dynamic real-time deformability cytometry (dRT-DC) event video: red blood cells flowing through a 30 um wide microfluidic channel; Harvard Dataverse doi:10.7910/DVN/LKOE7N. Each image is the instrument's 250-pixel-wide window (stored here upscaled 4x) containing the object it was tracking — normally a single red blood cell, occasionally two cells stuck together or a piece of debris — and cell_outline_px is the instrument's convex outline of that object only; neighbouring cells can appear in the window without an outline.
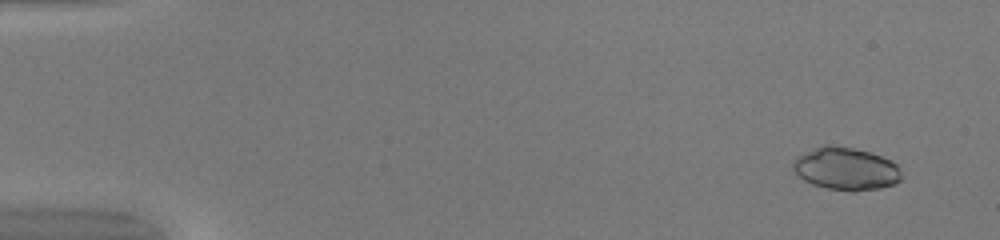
{"species": "common noctule bat (a hibernating species)", "species_latin": "Nyctalus noctula", "temperature_condition": "warm", "stored_images_in_passage": 51, "camera_frame_rate_fps": 3000, "um_per_image_px": 0.085, "animal": {"sex": "female", "body_mass_g": 20.0, "forearm_length_mm": 54.0}, "frame": {"image": 1, "passage_image": 4, "time_ms": 1.0, "image_size_px": [1000, 240], "cell_outline_px": [[900, 180], [896, 184], [880, 188], [856, 192], [852, 192], [828, 188], [812, 184], [804, 180], [792, 168], [792, 160], [796, 156], [824, 144], [828, 144], [852, 148], [868, 152], [892, 160], [900, 168]], "centroid_in_image_um": [71.9, 14.35], "position_along_channel_um": 13.1, "area_um2": 27.05}}
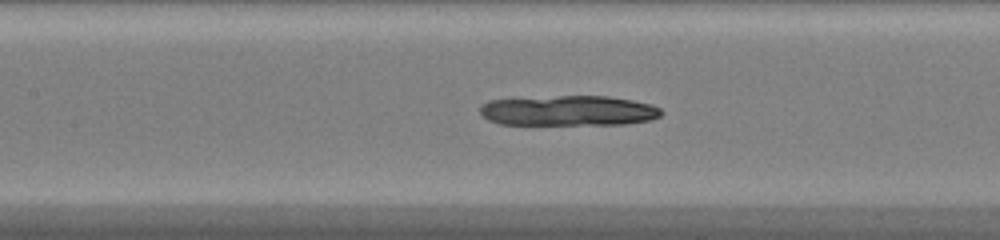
{"frame": {"image": 2, "passage_image": 25, "time_ms": 8.0, "image_size_px": [1000, 240], "cell_outline_px": [[664, 112], [660, 116], [652, 120], [624, 124], [500, 124], [488, 120], [480, 112], [480, 104], [488, 100], [560, 96], [608, 96], [632, 100], [652, 104], [660, 108]], "centroid_in_image_um": [48.35, 9.4], "position_along_channel_um": 159.0, "area_um2": 31.96}}
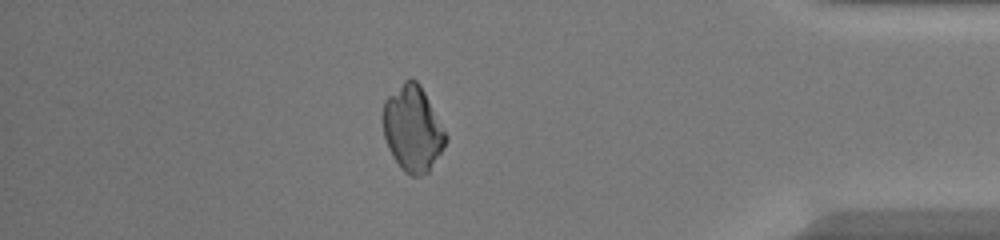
{"frame": {"image": 3, "passage_image": 45, "time_ms": 14.667, "image_size_px": [1000, 240], "cell_outline_px": [[448, 140], [428, 172], [420, 176], [412, 176], [404, 172], [392, 156], [388, 148], [384, 136], [384, 100], [404, 80], [416, 80], [420, 84], [448, 136]], "centroid_in_image_um": [35.08, 10.96], "position_along_channel_um": 400.1, "area_um2": 30.98}}